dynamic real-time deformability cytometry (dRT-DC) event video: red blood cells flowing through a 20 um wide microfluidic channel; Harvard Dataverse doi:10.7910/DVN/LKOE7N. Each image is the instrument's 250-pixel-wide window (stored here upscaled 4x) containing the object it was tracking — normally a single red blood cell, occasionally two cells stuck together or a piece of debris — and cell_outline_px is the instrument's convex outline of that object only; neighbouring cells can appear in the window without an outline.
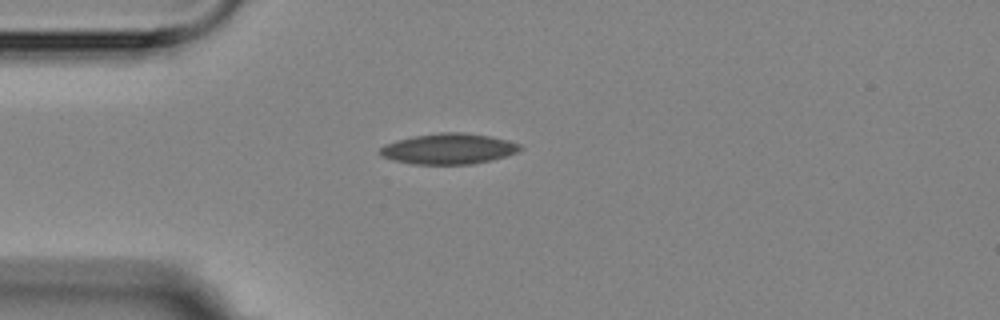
{"species": "Egyptian fruit bat (a non-hibernating species)", "species_latin": "Rousettus aegyptiacus", "temperature_condition": "room temperature", "stored_images_in_passage": 1, "camera_frame_rate_fps": 3000, "um_per_image_px": 0.085, "animal": {"sex": "female"}, "frame": {"image": 1, "passage_image": 1, "time_ms": 0.0, "image_size_px": [1000, 320], "cell_outline_px": [[524, 148], [520, 152], [508, 156], [492, 160], [472, 164], [412, 164], [392, 160], [380, 156], [380, 148], [384, 144], [416, 136], [440, 132], [464, 132], [488, 136], [508, 140], [520, 144]], "centroid_in_image_um": [38.18, 12.66], "position_along_channel_um": 46.8, "area_um2": 25.14}}